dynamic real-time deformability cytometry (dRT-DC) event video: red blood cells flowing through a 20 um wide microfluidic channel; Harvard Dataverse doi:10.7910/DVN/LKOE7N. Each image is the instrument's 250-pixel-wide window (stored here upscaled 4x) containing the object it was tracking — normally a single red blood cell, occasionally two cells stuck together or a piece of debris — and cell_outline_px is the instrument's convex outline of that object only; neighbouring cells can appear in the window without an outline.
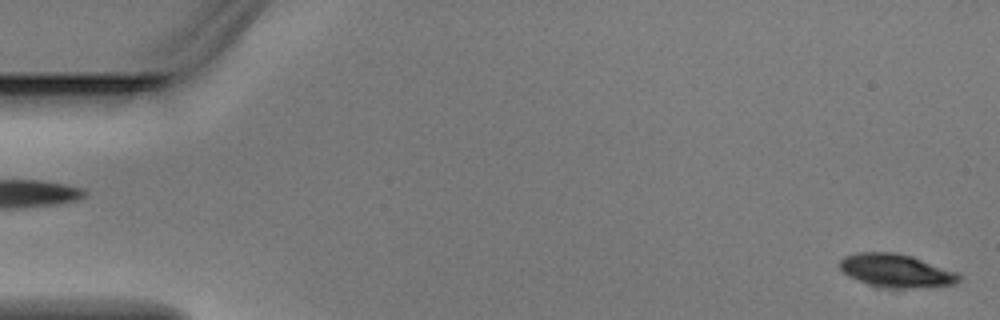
{"species": "Egyptian fruit bat (a non-hibernating species)", "species_latin": "Rousettus aegyptiacus", "temperature_condition": "warm", "stored_images_in_passage": 3, "segment_of_instrument_passage": [2, 2], "camera_frame_rate_fps": 3000, "um_per_image_px": 0.085, "animal": {"sex": "male"}, "frame": {"image": 1, "passage_image": 3, "time_ms": 0.667, "image_size_px": [1000, 320], "cell_outline_px": [[960, 280], [956, 284], [900, 288], [892, 288], [868, 284], [848, 276], [840, 268], [840, 260], [844, 256], [856, 252], [896, 252], [912, 256], [956, 272], [960, 276]], "centroid_in_image_um": [76.14, 22.99], "position_along_channel_um": 8.9, "area_um2": 22.77}}